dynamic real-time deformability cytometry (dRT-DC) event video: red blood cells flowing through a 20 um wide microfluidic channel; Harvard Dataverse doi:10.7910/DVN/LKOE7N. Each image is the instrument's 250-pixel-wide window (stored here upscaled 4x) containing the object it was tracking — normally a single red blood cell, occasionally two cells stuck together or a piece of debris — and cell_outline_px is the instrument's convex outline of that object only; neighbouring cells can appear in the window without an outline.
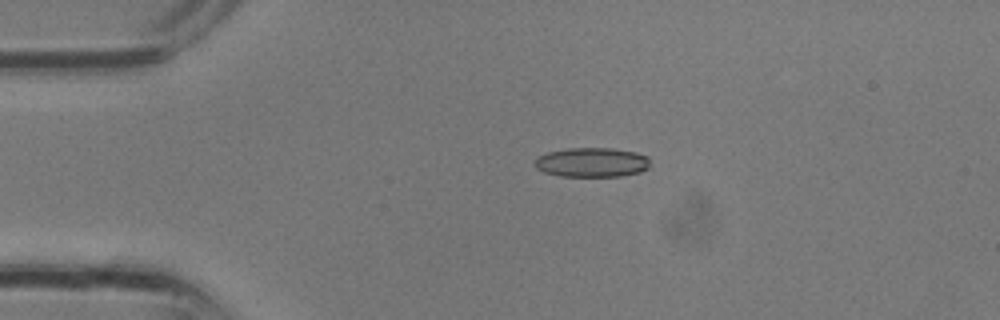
{"species": "common noctule bat (a hibernating species)", "species_latin": "Nyctalus noctula", "temperature_condition": "room temperature", "stored_images_in_passage": 3, "camera_frame_rate_fps": 3000, "um_per_image_px": 0.085, "animal": {"sex": "male", "body_mass_g": 13.3}, "frame": {"image": 1, "passage_image": 2, "time_ms": 0.333, "image_size_px": [1000, 320], "cell_outline_px": [[648, 168], [640, 172], [620, 176], [560, 176], [544, 172], [536, 168], [536, 160], [540, 156], [548, 152], [568, 148], [612, 148], [636, 152], [648, 156]], "centroid_in_image_um": [50.33, 13.8], "position_along_channel_um": 34.7, "area_um2": 19.65}}